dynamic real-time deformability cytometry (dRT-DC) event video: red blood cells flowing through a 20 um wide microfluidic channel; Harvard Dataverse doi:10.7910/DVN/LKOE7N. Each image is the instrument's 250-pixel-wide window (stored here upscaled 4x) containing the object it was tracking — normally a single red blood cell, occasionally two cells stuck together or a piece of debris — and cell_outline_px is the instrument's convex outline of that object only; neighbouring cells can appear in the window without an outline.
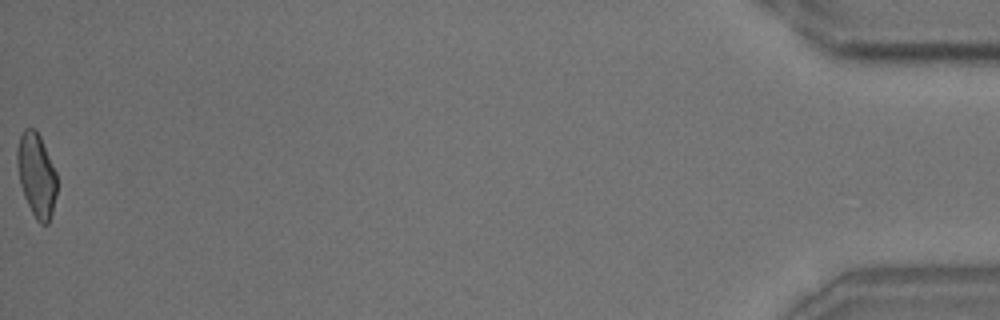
{"species": "common noctule bat (a hibernating species)", "species_latin": "Nyctalus noctula", "temperature_condition": "room temperature", "stored_images_in_passage": 42, "camera_frame_rate_fps": 3000, "um_per_image_px": 0.085, "animal": {"sex": "male", "body_mass_g": 18.8}, "frame": {"image": 1, "passage_image": 42, "time_ms": 13.667, "image_size_px": [1000, 320], "cell_outline_px": [[56, 196], [52, 212], [48, 224], [40, 224], [36, 220], [24, 196], [20, 184], [16, 160], [16, 148], [20, 136], [24, 128], [36, 128], [40, 136], [56, 172]], "centroid_in_image_um": [3.08, 14.86], "position_along_channel_um": 432.1, "area_um2": 19.42}, "authors_computed_cell_mechanics": {"area_um2": 19.941, "velocity_mm_per_s": 3.5251, "shape_relaxation_time_tau1_ms": 7.2541, "shape_relaxation_time_tau2_ms": 1.338, "deformation_change_tau1": 0.16, "deformation_change_tau2": 0.0652}}